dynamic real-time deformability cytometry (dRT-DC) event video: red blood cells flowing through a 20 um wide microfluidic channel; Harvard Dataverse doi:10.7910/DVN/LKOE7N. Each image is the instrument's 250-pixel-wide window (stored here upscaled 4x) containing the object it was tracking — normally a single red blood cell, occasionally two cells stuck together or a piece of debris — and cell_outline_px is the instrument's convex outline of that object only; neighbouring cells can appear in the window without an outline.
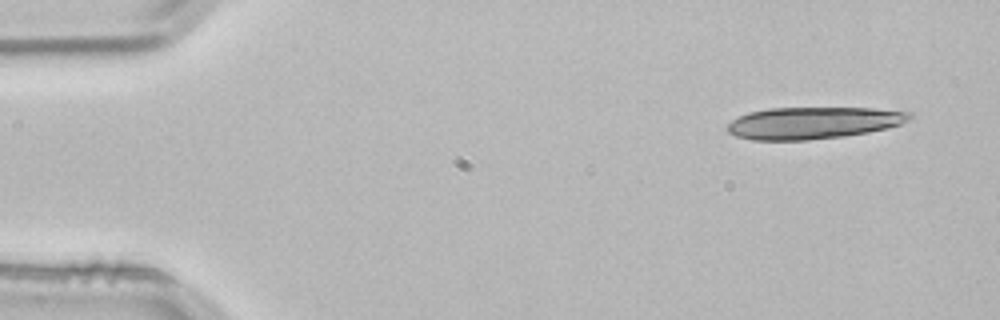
{"species": "common noctule bat (a hibernating species)", "species_latin": "Nyctalus noctula", "temperature_condition": "room temperature", "stored_images_in_passage": 3, "camera_frame_rate_fps": 3000, "um_per_image_px": 0.085, "animal": {"sex": "male", "body_mass_g": 21.5, "forearm_length_mm": 52.0}, "frame": {"image": 1, "passage_image": 1, "time_ms": 0.0, "image_size_px": [1000, 320], "cell_outline_px": [[912, 116], [908, 120], [900, 124], [888, 128], [868, 132], [844, 136], [808, 140], [752, 140], [736, 136], [728, 132], [728, 124], [732, 120], [748, 112], [768, 108], [872, 108], [912, 112]], "centroid_in_image_um": [69.12, 10.44], "position_along_channel_um": 15.9, "area_um2": 33.87}}